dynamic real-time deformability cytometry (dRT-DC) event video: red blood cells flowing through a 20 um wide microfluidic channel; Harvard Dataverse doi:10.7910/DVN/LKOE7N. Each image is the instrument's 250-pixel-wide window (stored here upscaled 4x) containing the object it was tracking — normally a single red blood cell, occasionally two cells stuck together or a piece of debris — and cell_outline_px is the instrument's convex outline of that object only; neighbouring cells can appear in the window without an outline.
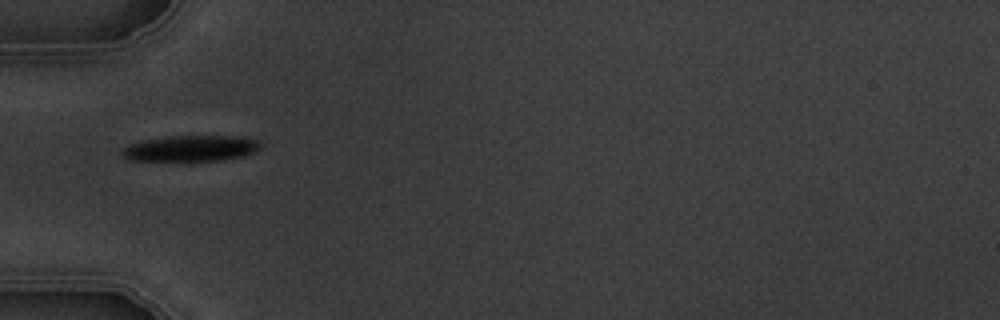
{"species": "common noctule bat (a hibernating species)", "species_latin": "Nyctalus noctula", "temperature_condition": "warm", "stored_images_in_passage": 2, "camera_frame_rate_fps": 3000, "um_per_image_px": 0.085, "animal": {"sex": "male", "body_mass_g": 19.5, "forearm_length_mm": 54.6}, "frame": {"image": 1, "passage_image": 1, "time_ms": 0.0, "image_size_px": [1000, 320], "cell_outline_px": [[260, 148], [256, 152], [244, 156], [220, 160], [192, 164], [180, 164], [128, 160], [120, 152], [128, 144], [144, 140], [168, 136], [236, 136], [260, 140]], "centroid_in_image_um": [16.18, 12.68], "position_along_channel_um": 68.8, "area_um2": 22.31}}
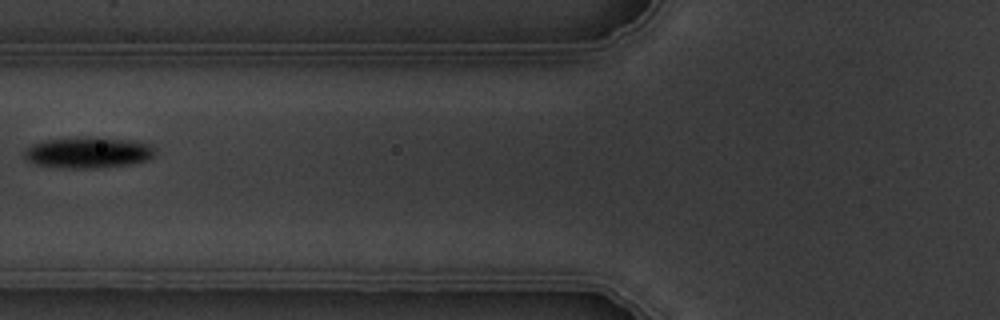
{"frame": {"image": 2, "passage_image": 2, "time_ms": 1.333, "image_size_px": [1000, 320], "cell_outline_px": [[156, 152], [148, 160], [132, 164], [96, 168], [64, 168], [36, 164], [28, 160], [24, 156], [24, 152], [32, 144], [44, 140], [84, 136], [132, 140], [152, 144], [156, 148]], "centroid_in_image_um": [7.54, 12.95], "position_along_channel_um": 118.3, "area_um2": 23.93}}